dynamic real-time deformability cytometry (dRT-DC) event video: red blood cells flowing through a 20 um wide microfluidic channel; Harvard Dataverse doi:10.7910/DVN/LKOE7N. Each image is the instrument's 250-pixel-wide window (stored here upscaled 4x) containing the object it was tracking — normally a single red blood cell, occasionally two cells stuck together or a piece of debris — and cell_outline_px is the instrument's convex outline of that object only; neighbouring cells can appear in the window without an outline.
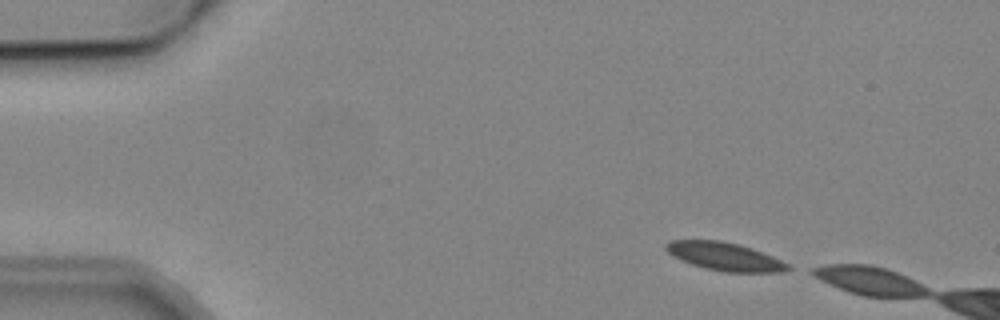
{"species": "common noctule bat (a hibernating species)", "species_latin": "Nyctalus noctula", "temperature_condition": "cold", "stored_images_in_passage": 2, "camera_frame_rate_fps": 3000, "um_per_image_px": 0.085, "animal": {"sex": "male", "body_mass_g": 19.2, "forearm_length_mm": 51.8}, "frame": {"image": 1, "passage_image": 1, "time_ms": 0.0, "image_size_px": [1000, 320], "cell_outline_px": [[792, 268], [784, 272], [728, 272], [708, 268], [692, 264], [668, 252], [664, 248], [664, 244], [668, 240], [720, 240], [752, 248], [772, 256], [788, 264]], "centroid_in_image_um": [61.62, 21.79], "position_along_channel_um": 23.4, "area_um2": 19.65}}